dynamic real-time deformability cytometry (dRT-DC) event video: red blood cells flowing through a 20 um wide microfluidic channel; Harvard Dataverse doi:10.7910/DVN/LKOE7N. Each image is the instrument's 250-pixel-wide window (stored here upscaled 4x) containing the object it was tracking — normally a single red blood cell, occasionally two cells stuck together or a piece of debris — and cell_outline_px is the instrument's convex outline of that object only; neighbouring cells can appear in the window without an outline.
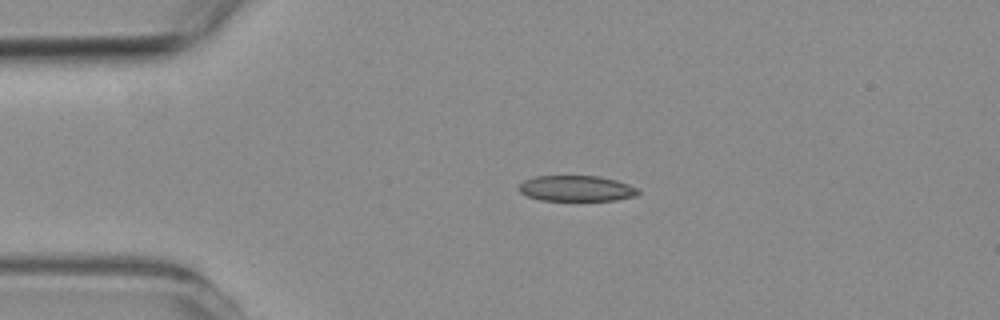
{"species": "common noctule bat (a hibernating species)", "species_latin": "Nyctalus noctula", "temperature_condition": "room temperature", "stored_images_in_passage": 4, "camera_frame_rate_fps": 3000, "um_per_image_px": 0.085, "animal": {"sex": "female", "body_mass_g": 19.3, "forearm_length_mm": 54.1}, "frame": {"image": 1, "passage_image": 3, "time_ms": 2.667, "image_size_px": [1000, 320], "cell_outline_px": [[640, 192], [636, 196], [616, 200], [540, 200], [528, 196], [520, 192], [516, 188], [524, 180], [536, 176], [600, 176], [616, 180], [628, 184], [636, 188]], "centroid_in_image_um": [48.98, 16.01], "position_along_channel_um": 36.0, "area_um2": 17.86}}